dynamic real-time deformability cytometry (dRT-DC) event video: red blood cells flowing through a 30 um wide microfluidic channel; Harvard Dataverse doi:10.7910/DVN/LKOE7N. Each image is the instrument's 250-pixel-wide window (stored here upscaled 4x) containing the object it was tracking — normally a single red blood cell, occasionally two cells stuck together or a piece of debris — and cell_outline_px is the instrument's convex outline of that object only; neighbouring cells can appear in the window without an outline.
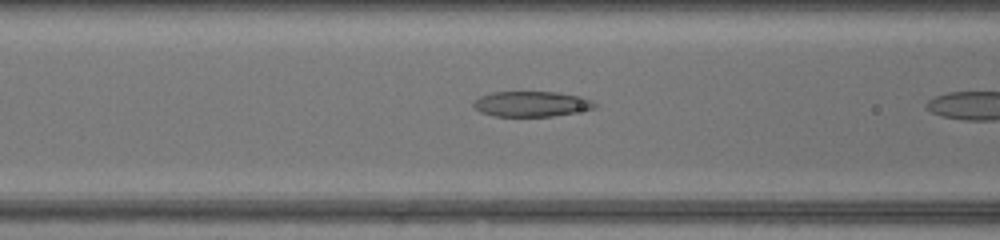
{"species": "common noctule bat (a hibernating species)", "species_latin": "Nyctalus noctula", "temperature_condition": "warm", "stored_images_in_passage": 8, "camera_frame_rate_fps": 3000, "um_per_image_px": 0.085, "animal": {"sex": "female", "body_mass_g": 17.0, "forearm_length_mm": 48.0}, "frame": {"image": 1, "passage_image": 7, "time_ms": 2.0, "image_size_px": [1000, 240], "cell_outline_px": [[596, 104], [592, 108], [552, 116], [496, 116], [480, 112], [472, 104], [480, 96], [492, 92], [556, 92], [580, 96]], "centroid_in_image_um": [45.1, 8.83], "position_along_channel_um": 121.5, "area_um2": 17.46}}